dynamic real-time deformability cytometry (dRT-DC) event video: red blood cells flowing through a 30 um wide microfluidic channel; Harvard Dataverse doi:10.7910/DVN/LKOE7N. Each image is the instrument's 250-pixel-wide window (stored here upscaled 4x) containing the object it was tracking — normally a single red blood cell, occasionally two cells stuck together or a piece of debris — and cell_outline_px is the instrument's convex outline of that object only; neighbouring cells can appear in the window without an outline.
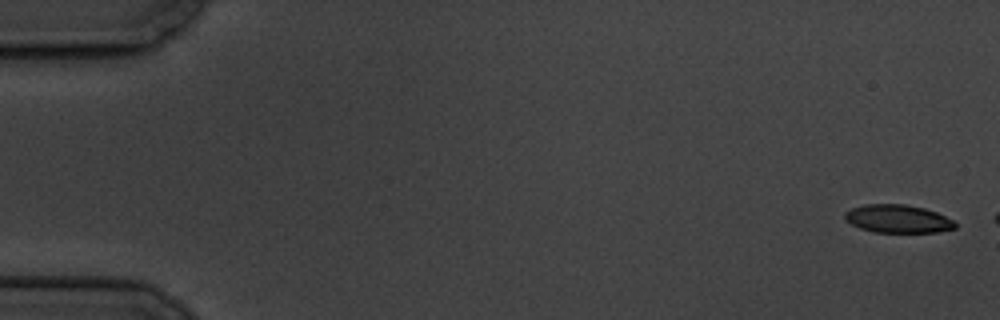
{"species": "common noctule bat (a hibernating species)", "species_latin": "Nyctalus noctula", "temperature_condition": "cold", "stored_images_in_passage": 3, "camera_frame_rate_fps": 3000, "um_per_image_px": 0.085, "animal": {"sex": "male", "body_mass_g": 19.5, "forearm_length_mm": 54.6}, "frame": {"image": 1, "passage_image": 1, "time_ms": 0.0, "image_size_px": [1000, 320], "cell_outline_px": [[956, 228], [936, 232], [872, 232], [860, 228], [844, 220], [844, 212], [852, 208], [864, 204], [904, 204], [924, 208], [936, 212], [956, 220]], "centroid_in_image_um": [76.32, 18.6], "position_along_channel_um": 8.7, "area_um2": 18.21}}